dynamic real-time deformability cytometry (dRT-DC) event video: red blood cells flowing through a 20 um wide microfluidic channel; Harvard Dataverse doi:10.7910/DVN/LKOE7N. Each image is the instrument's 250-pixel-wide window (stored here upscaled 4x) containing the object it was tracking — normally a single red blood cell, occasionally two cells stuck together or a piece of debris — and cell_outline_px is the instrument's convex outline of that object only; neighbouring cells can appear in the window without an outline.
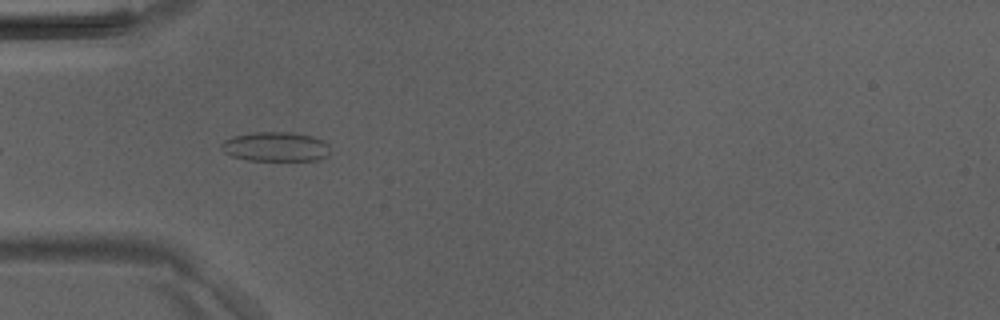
{"species": "Egyptian fruit bat (a non-hibernating species)", "species_latin": "Rousettus aegyptiacus", "temperature_condition": "room temperature", "stored_images_in_passage": 10, "camera_frame_rate_fps": 3000, "um_per_image_px": 0.085, "animal": {"sex": "male"}, "frame": {"image": 1, "passage_image": 2, "time_ms": 0.333, "image_size_px": [1000, 320], "cell_outline_px": [[328, 156], [316, 160], [248, 160], [232, 156], [224, 152], [220, 148], [220, 144], [224, 140], [232, 136], [252, 132], [288, 132], [312, 136], [324, 140], [328, 144]], "centroid_in_image_um": [23.4, 12.46], "position_along_channel_um": 61.6, "area_um2": 18.73}}
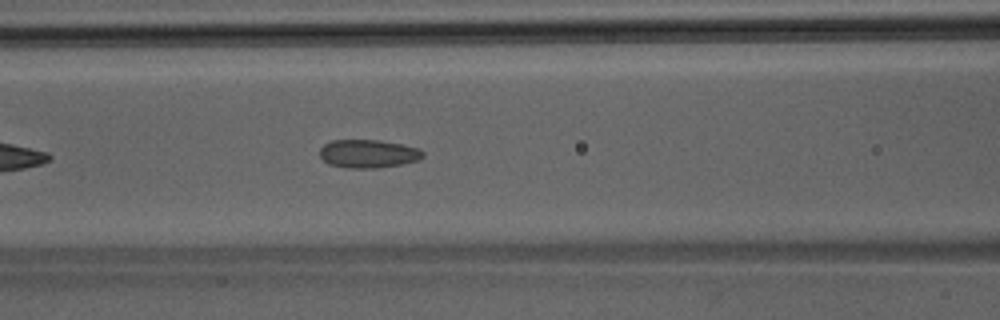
{"frame": {"image": 2, "passage_image": 7, "time_ms": 2.0, "image_size_px": [1000, 320], "cell_outline_px": [[424, 156], [420, 160], [400, 164], [376, 168], [348, 168], [328, 164], [320, 156], [320, 148], [324, 144], [332, 140], [380, 140], [420, 148], [424, 152]], "centroid_in_image_um": [31.31, 13.06], "position_along_channel_um": 135.3, "area_um2": 17.05}}